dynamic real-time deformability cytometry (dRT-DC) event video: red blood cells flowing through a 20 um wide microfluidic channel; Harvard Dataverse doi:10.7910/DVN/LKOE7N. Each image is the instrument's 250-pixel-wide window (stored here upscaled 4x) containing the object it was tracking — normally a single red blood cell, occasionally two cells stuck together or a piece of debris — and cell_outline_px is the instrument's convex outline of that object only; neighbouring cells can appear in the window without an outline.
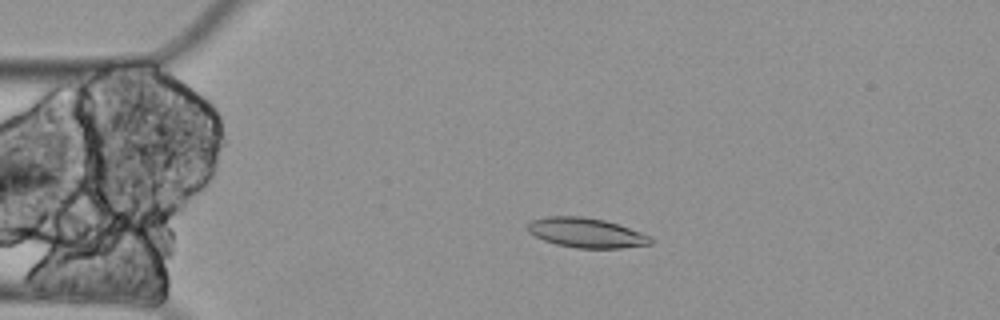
{"species": "Egyptian fruit bat (a non-hibernating species)", "species_latin": "Rousettus aegyptiacus", "temperature_condition": "cold", "stored_images_in_passage": 3, "camera_frame_rate_fps": 3000, "um_per_image_px": 0.085, "animal": {"sex": "female"}, "frame": {"image": 1, "passage_image": 3, "time_ms": 0.667, "image_size_px": [1000, 320], "cell_outline_px": [[652, 244], [620, 248], [576, 248], [556, 244], [544, 240], [528, 232], [528, 224], [532, 220], [548, 216], [580, 216], [604, 220], [640, 232], [648, 236], [652, 240]], "centroid_in_image_um": [49.81, 19.79], "position_along_channel_um": 35.2, "area_um2": 20.98}}